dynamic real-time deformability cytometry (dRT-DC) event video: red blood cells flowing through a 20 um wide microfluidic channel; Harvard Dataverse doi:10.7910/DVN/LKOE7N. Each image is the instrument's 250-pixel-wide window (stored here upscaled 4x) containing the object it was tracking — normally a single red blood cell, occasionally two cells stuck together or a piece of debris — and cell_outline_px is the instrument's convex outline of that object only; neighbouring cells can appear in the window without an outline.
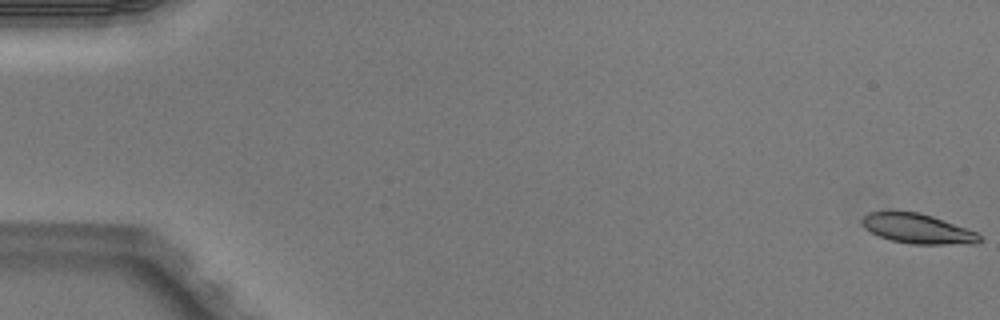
{"species": "Egyptian fruit bat (a non-hibernating species)", "species_latin": "Rousettus aegyptiacus", "temperature_condition": "warm", "stored_images_in_passage": 5, "camera_frame_rate_fps": 3000, "um_per_image_px": 0.085, "animal": {"sex": "male"}, "frame": {"image": 1, "passage_image": 1, "time_ms": 0.0, "image_size_px": [1000, 320], "cell_outline_px": [[984, 240], [976, 244], [912, 244], [892, 240], [880, 236], [864, 228], [860, 220], [868, 212], [920, 212], [932, 216], [976, 232]], "centroid_in_image_um": [78.01, 19.45], "position_along_channel_um": 7.0, "area_um2": 20.17}}
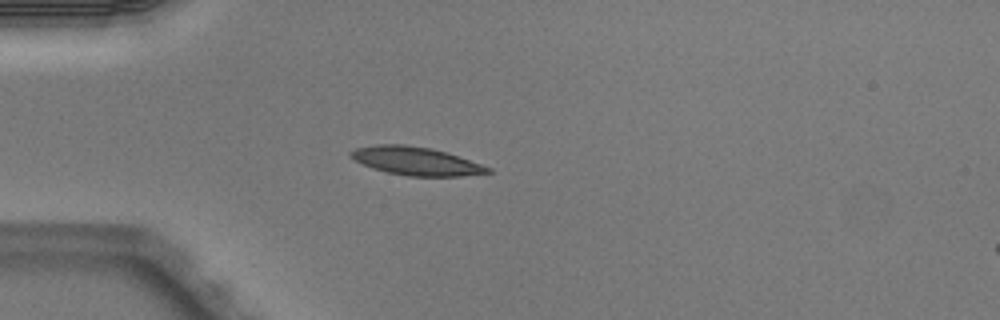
{"frame": {"image": 2, "passage_image": 5, "time_ms": 1.333, "image_size_px": [1000, 320], "cell_outline_px": [[492, 172], [460, 176], [408, 176], [388, 172], [372, 168], [348, 156], [348, 152], [356, 148], [376, 144], [404, 144], [432, 148], [492, 168]], "centroid_in_image_um": [35.31, 13.68], "position_along_channel_um": 49.7, "area_um2": 22.31}}